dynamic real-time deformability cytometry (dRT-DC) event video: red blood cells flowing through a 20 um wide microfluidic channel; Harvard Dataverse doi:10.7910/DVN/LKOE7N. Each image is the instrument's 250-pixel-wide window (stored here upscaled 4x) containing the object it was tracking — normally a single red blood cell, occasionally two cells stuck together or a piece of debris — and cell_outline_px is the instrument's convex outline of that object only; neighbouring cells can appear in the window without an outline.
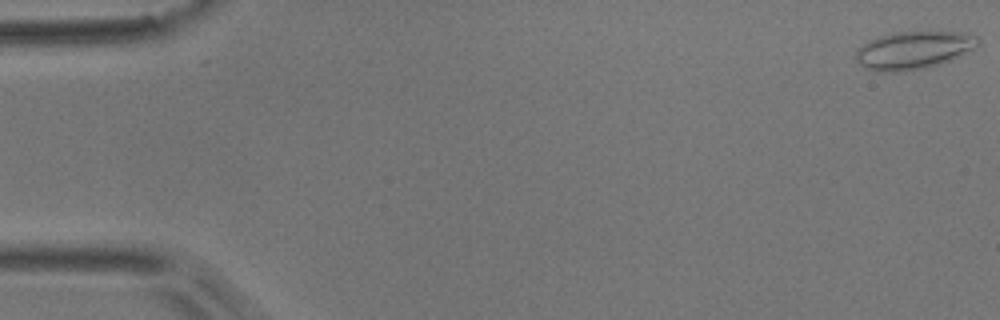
{"species": "common noctule bat (a hibernating species)", "species_latin": "Nyctalus noctula", "temperature_condition": "room temperature", "stored_images_in_passage": 4, "camera_frame_rate_fps": 3000, "um_per_image_px": 0.085, "animal": {"sex": "male", "body_mass_g": 17.9}, "frame": {"image": 1, "passage_image": 1, "time_ms": 0.0, "image_size_px": [1000, 320], "cell_outline_px": [[980, 44], [960, 56], [940, 64], [924, 68], [896, 72], [872, 72], [864, 68], [856, 60], [856, 52], [868, 40], [892, 32], [932, 28], [964, 32], [976, 36], [980, 40]], "centroid_in_image_um": [77.69, 4.21], "position_along_channel_um": 7.3, "area_um2": 28.03}}